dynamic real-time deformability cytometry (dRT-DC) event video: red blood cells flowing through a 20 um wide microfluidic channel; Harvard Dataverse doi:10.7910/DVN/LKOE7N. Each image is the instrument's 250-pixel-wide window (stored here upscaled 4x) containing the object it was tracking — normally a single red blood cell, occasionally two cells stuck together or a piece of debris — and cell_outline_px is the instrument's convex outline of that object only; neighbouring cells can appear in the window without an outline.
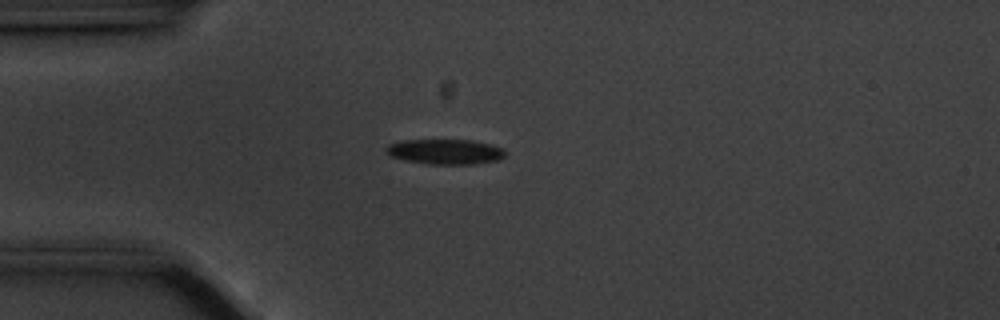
{"species": "common noctule bat (a hibernating species)", "species_latin": "Nyctalus noctula", "temperature_condition": "cold", "stored_images_in_passage": 37, "camera_frame_rate_fps": 3000, "um_per_image_px": 0.085, "animal": {"sex": "male", "body_mass_g": 20.1, "forearm_length_mm": 53.5}, "frame": {"image": 1, "passage_image": 6, "time_ms": 1.667, "image_size_px": [1000, 320], "cell_outline_px": [[504, 156], [500, 160], [472, 164], [432, 164], [404, 160], [392, 156], [384, 152], [384, 148], [388, 144], [404, 140], [472, 140], [492, 144], [504, 148]], "centroid_in_image_um": [37.85, 12.89], "position_along_channel_um": 47.2, "area_um2": 17.51}}
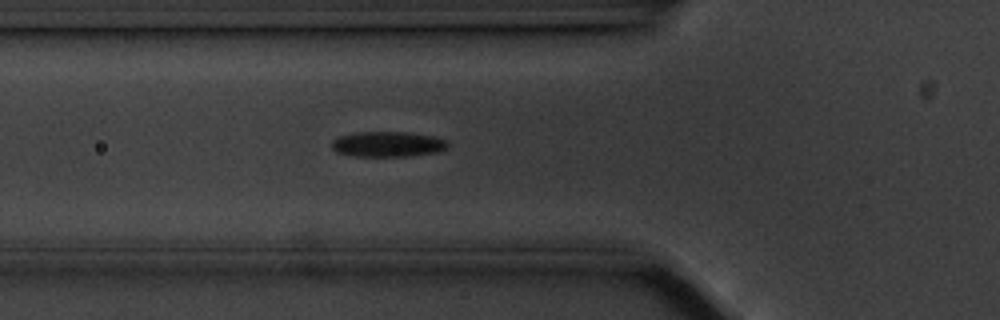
{"frame": {"image": 2, "passage_image": 11, "time_ms": 3.333, "image_size_px": [1000, 320], "cell_outline_px": [[448, 144], [444, 148], [436, 152], [404, 156], [352, 156], [336, 152], [332, 148], [332, 140], [336, 136], [356, 132], [408, 132], [432, 136], [444, 140]], "centroid_in_image_um": [32.86, 12.24], "position_along_channel_um": 92.9, "area_um2": 16.99}, "authors_computed_cell_mechanics": {"area_um2": 17.2244, "velocity_mm_per_s": 3.522, "shape_relaxation_time_tau1_ms": 2.9225, "shape_relaxation_time_tau2_ms": 3.7204, "deformation_change_tau1": 0.0972, "deformation_change_tau2": 0.0961}}